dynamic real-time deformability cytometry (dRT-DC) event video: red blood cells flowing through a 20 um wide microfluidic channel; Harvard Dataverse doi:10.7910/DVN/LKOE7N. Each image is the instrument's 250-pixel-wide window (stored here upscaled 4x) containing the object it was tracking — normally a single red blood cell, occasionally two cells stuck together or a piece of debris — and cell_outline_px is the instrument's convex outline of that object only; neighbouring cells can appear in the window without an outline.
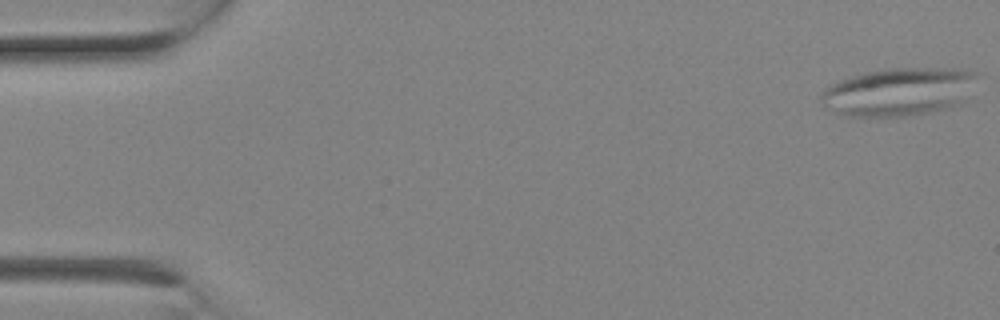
{"species": "Egyptian fruit bat (a non-hibernating species)", "species_latin": "Rousettus aegyptiacus", "temperature_condition": "room temperature", "stored_images_in_passage": 3, "camera_frame_rate_fps": 3000, "um_per_image_px": 0.085, "animal": {"sex": "female"}, "frame": {"image": 1, "passage_image": 1, "time_ms": 0.0, "image_size_px": [1000, 320], "cell_outline_px": [[976, 76], [968, 100], [952, 108], [908, 116], [844, 116], [828, 108], [820, 100], [820, 92], [828, 84], [852, 76], [884, 68], [952, 68], [976, 72]], "centroid_in_image_um": [76.41, 7.8], "position_along_channel_um": 8.6, "area_um2": 44.16}}